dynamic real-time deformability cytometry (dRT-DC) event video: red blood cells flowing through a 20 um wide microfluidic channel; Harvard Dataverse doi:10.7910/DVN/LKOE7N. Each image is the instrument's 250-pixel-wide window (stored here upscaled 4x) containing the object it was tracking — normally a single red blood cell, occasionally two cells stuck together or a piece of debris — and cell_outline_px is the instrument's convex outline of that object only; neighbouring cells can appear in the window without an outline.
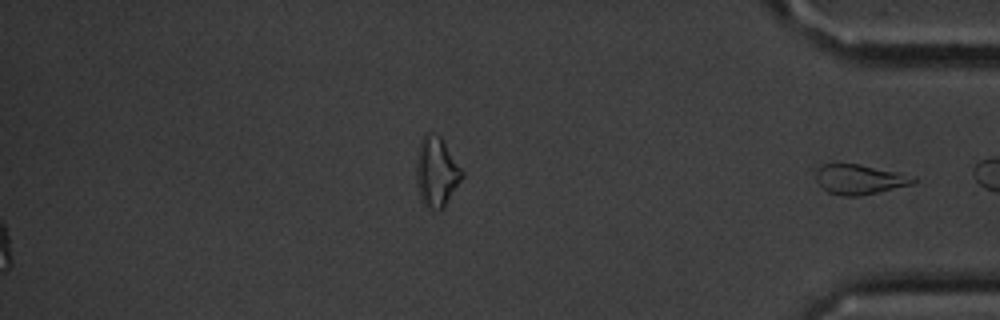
{"species": "common noctule bat (a hibernating species)", "species_latin": "Nyctalus noctula", "temperature_condition": "cold", "stored_images_in_passage": 15, "segment_of_instrument_passage": [2, 2], "camera_frame_rate_fps": 3000, "um_per_image_px": 0.085, "animal": {"sex": "male", "body_mass_g": 20.1, "forearm_length_mm": 53.5}, "frame": {"image": 1, "passage_image": 15, "time_ms": 17.667, "image_size_px": [1000, 320], "cell_outline_px": [[916, 180], [912, 184], [860, 196], [840, 196], [828, 192], [820, 188], [816, 180], [816, 164], [836, 160], [860, 164], [900, 172], [916, 176]], "centroid_in_image_um": [72.96, 15.19], "position_along_channel_um": 362.2, "area_um2": 17.92}}